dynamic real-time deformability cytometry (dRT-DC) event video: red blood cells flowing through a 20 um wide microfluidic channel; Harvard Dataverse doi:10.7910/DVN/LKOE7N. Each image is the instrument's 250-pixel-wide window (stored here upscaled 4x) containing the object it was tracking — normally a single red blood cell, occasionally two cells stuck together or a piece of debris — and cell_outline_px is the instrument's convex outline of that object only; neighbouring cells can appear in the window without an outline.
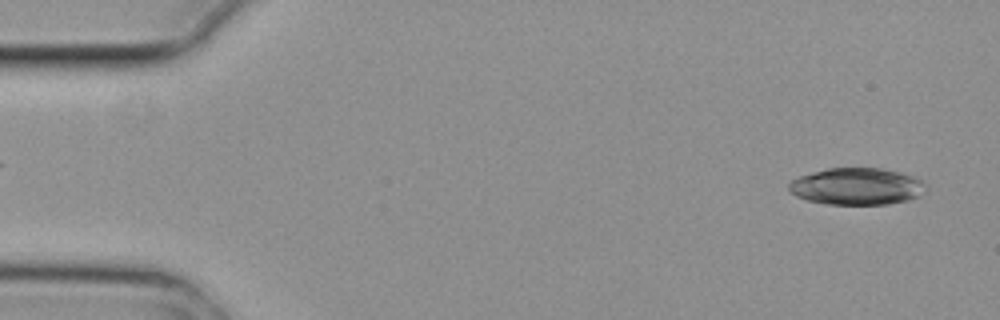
{"species": "common noctule bat (a hibernating species)", "species_latin": "Nyctalus noctula", "temperature_condition": "cold", "stored_images_in_passage": 5, "camera_frame_rate_fps": 3000, "um_per_image_px": 0.085, "animal": {"sex": "female", "body_mass_g": 29.2, "forearm_length_mm": 56.3}, "frame": {"image": 1, "passage_image": 5, "time_ms": 1.333, "image_size_px": [1000, 320], "cell_outline_px": [[928, 192], [920, 196], [908, 200], [888, 204], [824, 204], [808, 200], [796, 196], [788, 188], [788, 184], [792, 180], [800, 176], [812, 172], [828, 168], [880, 168], [912, 176], [920, 180], [928, 188]], "centroid_in_image_um": [72.85, 15.85], "position_along_channel_um": 12.2, "area_um2": 29.42}}